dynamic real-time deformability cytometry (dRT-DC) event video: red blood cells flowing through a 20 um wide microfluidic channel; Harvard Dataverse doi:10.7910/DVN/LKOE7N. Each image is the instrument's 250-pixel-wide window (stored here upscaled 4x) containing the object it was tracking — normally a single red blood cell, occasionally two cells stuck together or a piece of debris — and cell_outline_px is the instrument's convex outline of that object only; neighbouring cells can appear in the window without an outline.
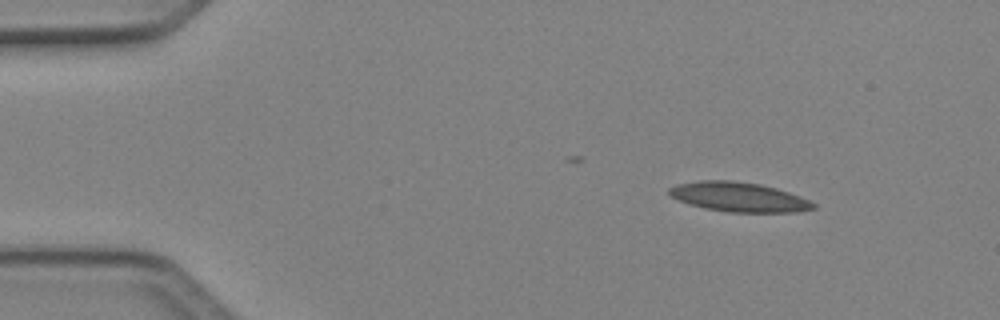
{"species": "Egyptian fruit bat (a non-hibernating species)", "species_latin": "Rousettus aegyptiacus", "temperature_condition": "cold", "stored_images_in_passage": 5, "camera_frame_rate_fps": 3000, "um_per_image_px": 0.085, "animal": {"sex": "female"}, "frame": {"image": 1, "passage_image": 1, "time_ms": 0.0, "image_size_px": [1000, 320], "cell_outline_px": [[816, 208], [796, 212], [728, 212], [704, 208], [688, 204], [668, 196], [668, 188], [676, 184], [700, 180], [732, 180], [760, 184], [776, 188], [800, 196], [816, 204]], "centroid_in_image_um": [62.75, 16.74], "position_along_channel_um": 22.2, "area_um2": 24.97}}
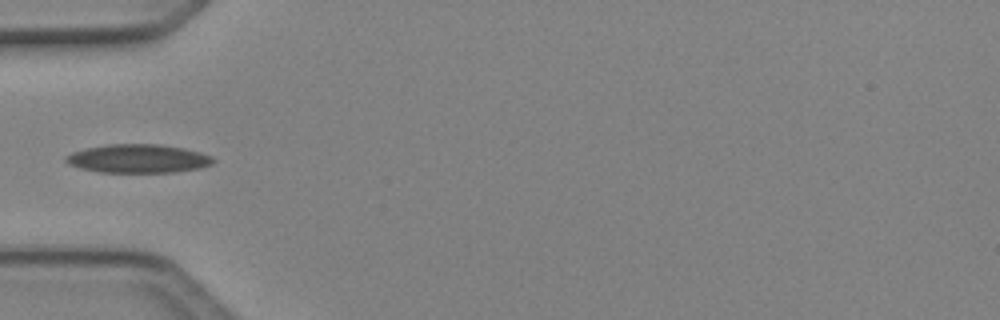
{"frame": {"image": 2, "passage_image": 4, "time_ms": 1.0, "image_size_px": [1000, 320], "cell_outline_px": [[216, 160], [212, 164], [200, 168], [176, 172], [100, 172], [80, 168], [68, 164], [64, 160], [64, 156], [72, 152], [84, 148], [108, 144], [160, 144], [184, 148], [200, 152], [212, 156]], "centroid_in_image_um": [11.73, 13.48], "position_along_channel_um": 73.3, "area_um2": 24.74}}
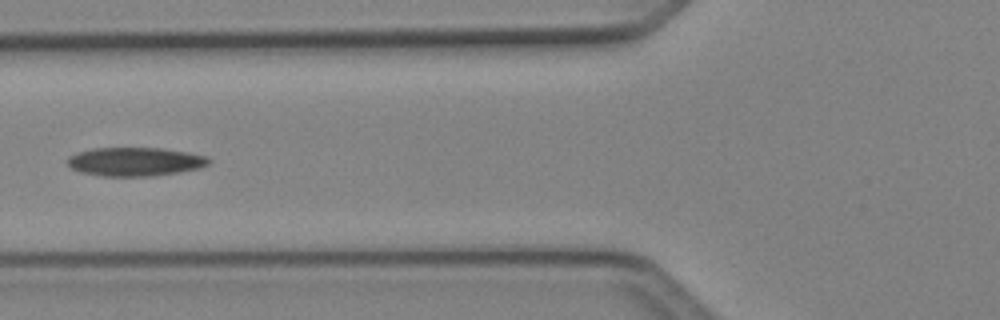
{"frame": {"image": 3, "passage_image": 5, "time_ms": 1.333, "image_size_px": [1000, 320], "cell_outline_px": [[212, 160], [208, 164], [200, 168], [180, 172], [152, 176], [100, 176], [80, 172], [72, 168], [68, 164], [68, 156], [92, 148], [164, 148], [188, 152], [204, 156]], "centroid_in_image_um": [11.5, 13.74], "position_along_channel_um": 114.3, "area_um2": 23.64}}